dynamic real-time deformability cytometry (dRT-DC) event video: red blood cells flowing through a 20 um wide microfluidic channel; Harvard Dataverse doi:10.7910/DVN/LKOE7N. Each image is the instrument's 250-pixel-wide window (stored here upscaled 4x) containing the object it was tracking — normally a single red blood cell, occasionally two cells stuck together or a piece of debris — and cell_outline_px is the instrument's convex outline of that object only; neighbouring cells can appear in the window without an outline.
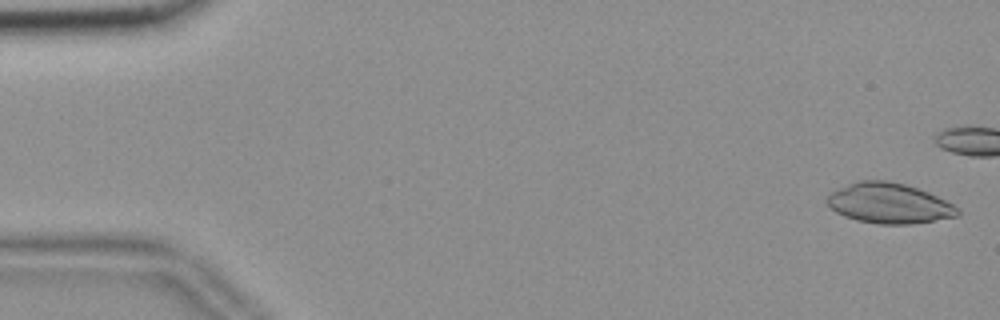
{"species": "common noctule bat (a hibernating species)", "species_latin": "Nyctalus noctula", "temperature_condition": "room temperature", "stored_images_in_passage": 44, "camera_frame_rate_fps": 3000, "um_per_image_px": 0.085, "animal": {"sex": "female", "body_mass_g": 18.4}, "frame": {"image": 1, "passage_image": 2, "time_ms": 0.333, "image_size_px": [1000, 320], "cell_outline_px": [[960, 212], [956, 216], [908, 224], [880, 224], [856, 220], [844, 216], [836, 212], [824, 200], [832, 192], [856, 180], [888, 180], [904, 184], [928, 192], [952, 204]], "centroid_in_image_um": [75.52, 17.27], "position_along_channel_um": 9.5, "area_um2": 30.23}}
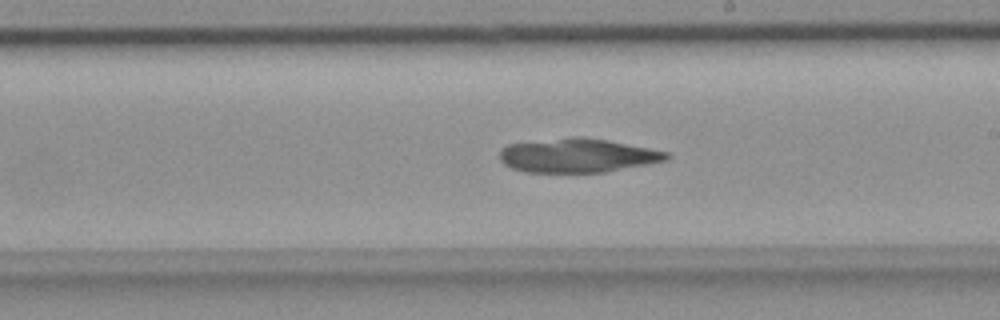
{"frame": {"image": 2, "passage_image": 32, "time_ms": 10.333, "image_size_px": [1000, 320], "cell_outline_px": [[672, 156], [668, 160], [604, 172], [524, 172], [512, 168], [504, 164], [500, 160], [500, 152], [508, 144], [572, 136], [584, 136], [608, 140], [668, 152]], "centroid_in_image_um": [49.1, 13.21], "position_along_channel_um": 239.9, "area_um2": 33.0}}
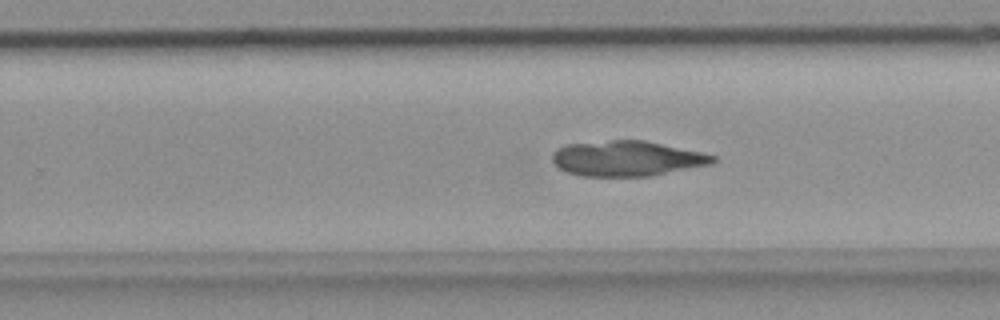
{"frame": {"image": 3, "passage_image": 35, "time_ms": 11.333, "image_size_px": [1000, 320], "cell_outline_px": [[720, 160], [712, 164], [648, 176], [580, 176], [568, 172], [560, 168], [552, 160], [552, 152], [556, 148], [564, 144], [612, 140], [644, 140], [700, 152], [716, 156]], "centroid_in_image_um": [53.27, 13.46], "position_along_channel_um": 276.5, "area_um2": 33.0}}